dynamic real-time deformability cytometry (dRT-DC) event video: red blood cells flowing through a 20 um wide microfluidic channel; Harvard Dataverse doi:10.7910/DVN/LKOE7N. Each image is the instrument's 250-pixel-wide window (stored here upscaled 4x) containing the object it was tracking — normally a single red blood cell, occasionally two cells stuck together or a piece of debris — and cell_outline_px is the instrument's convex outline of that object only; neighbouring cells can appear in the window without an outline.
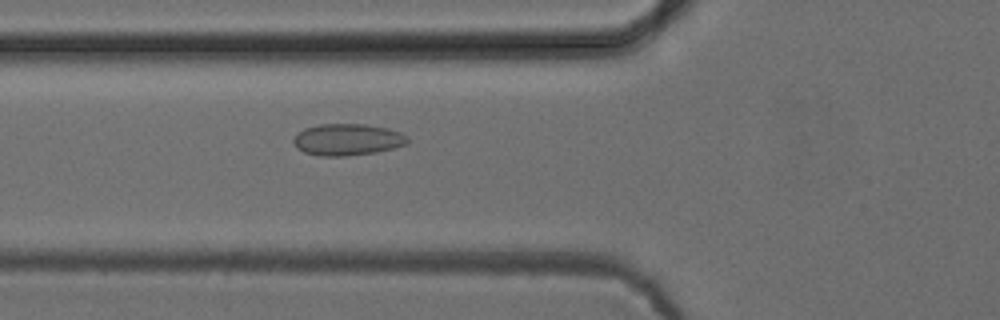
{"species": "common noctule bat (a hibernating species)", "species_latin": "Nyctalus noctula", "temperature_condition": "cold", "stored_images_in_passage": 52, "camera_frame_rate_fps": 3000, "um_per_image_px": 0.085, "animal": {"sex": "female", "body_mass_g": 24.6, "forearm_length_mm": 56.2}, "frame": {"image": 1, "passage_image": 19, "time_ms": 6.0, "image_size_px": [1000, 320], "cell_outline_px": [[408, 144], [376, 152], [348, 156], [320, 156], [304, 152], [296, 148], [292, 140], [304, 128], [320, 124], [364, 124], [388, 128], [400, 132], [408, 136]], "centroid_in_image_um": [29.54, 11.87], "position_along_channel_um": 96.3, "area_um2": 21.1}}
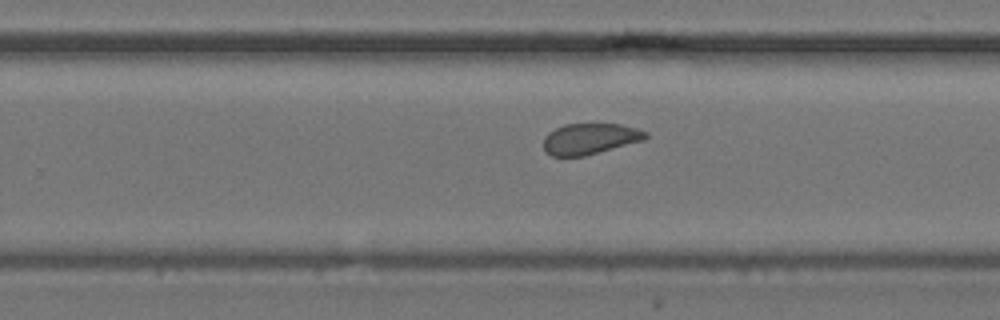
{"frame": {"image": 2, "passage_image": 33, "time_ms": 10.667, "image_size_px": [1000, 320], "cell_outline_px": [[648, 136], [644, 140], [584, 156], [552, 156], [544, 152], [544, 136], [548, 132], [564, 124], [620, 124], [636, 128], [648, 132]], "centroid_in_image_um": [50.13, 11.79], "position_along_channel_um": 279.7, "area_um2": 18.44}}
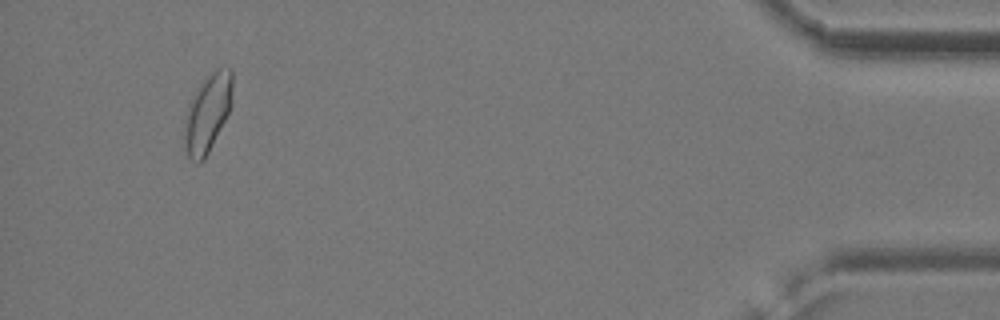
{"frame": {"image": 3, "passage_image": 49, "time_ms": 16.0, "image_size_px": [1000, 320], "cell_outline_px": [[232, 104], [204, 160], [200, 164], [196, 164], [188, 156], [184, 140], [184, 116], [188, 104], [192, 96], [204, 80], [216, 68], [232, 68]], "centroid_in_image_um": [17.62, 9.62], "position_along_channel_um": 417.6, "area_um2": 21.68}, "authors_computed_cell_mechanics": {"area_um2": 20.4901, "velocity_mm_per_s": 3.9154, "shape_relaxation_time_tau1_ms": null, "shape_relaxation_time_tau2_ms": 0.8906, "deformation_change_tau1": null, "deformation_change_tau2": 0.0636}}